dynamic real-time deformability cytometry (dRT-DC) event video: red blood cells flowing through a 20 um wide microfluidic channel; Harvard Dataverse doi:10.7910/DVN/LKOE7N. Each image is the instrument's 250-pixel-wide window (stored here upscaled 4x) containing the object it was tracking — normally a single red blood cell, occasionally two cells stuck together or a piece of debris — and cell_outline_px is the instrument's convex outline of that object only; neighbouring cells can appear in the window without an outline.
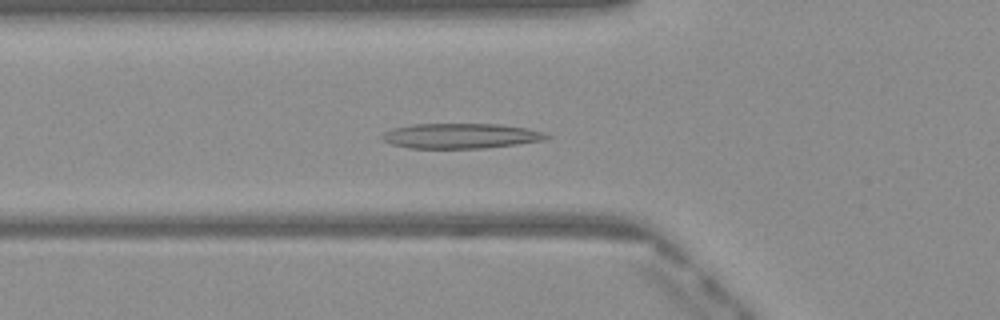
{"species": "Egyptian fruit bat (a non-hibernating species)", "species_latin": "Rousettus aegyptiacus", "temperature_condition": "warm", "stored_images_in_passage": 37, "camera_frame_rate_fps": 3000, "um_per_image_px": 0.085, "frame": {"image": 1, "passage_image": 5, "time_ms": 1.333, "image_size_px": [1000, 320], "cell_outline_px": [[552, 136], [544, 140], [516, 144], [484, 148], [408, 148], [392, 144], [384, 140], [380, 136], [384, 132], [392, 128], [412, 124], [500, 124], [548, 132]], "centroid_in_image_um": [39.18, 11.55], "position_along_channel_um": 86.6, "area_um2": 24.1}}
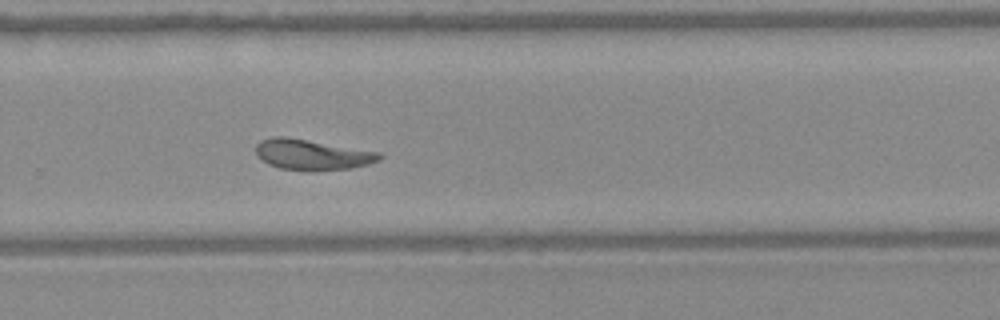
{"frame": {"image": 2, "passage_image": 21, "time_ms": 6.667, "image_size_px": [1000, 320], "cell_outline_px": [[384, 156], [380, 160], [368, 164], [352, 168], [312, 172], [280, 168], [268, 164], [256, 156], [256, 144], [260, 140], [272, 136], [284, 136], [380, 152]], "centroid_in_image_um": [26.52, 13.16], "position_along_channel_um": 303.3, "area_um2": 22.31}}
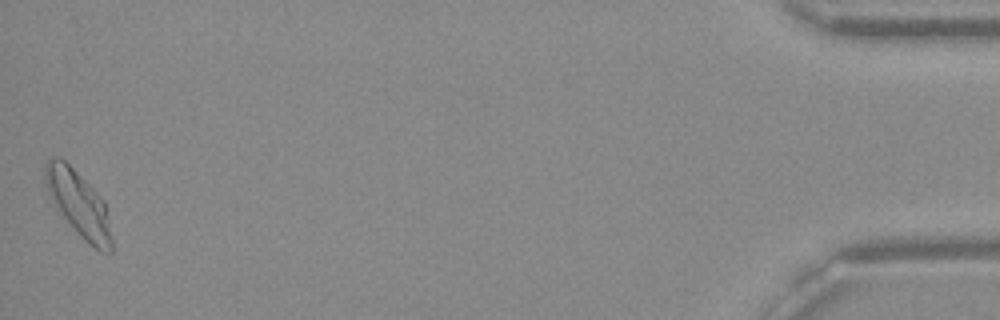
{"frame": {"image": 3, "passage_image": 37, "time_ms": 12.0, "image_size_px": [1000, 320], "cell_outline_px": [[112, 252], [100, 252], [88, 244], [80, 236], [64, 216], [56, 204], [44, 184], [44, 164], [48, 160], [56, 156], [64, 160], [104, 200], [112, 240]], "centroid_in_image_um": [6.69, 17.33], "position_along_channel_um": 428.5, "area_um2": 24.62}, "authors_computed_cell_mechanics": {"area_um2": 21.8484, "velocity_mm_per_s": 4.0593, "shape_relaxation_time_tau1_ms": null, "shape_relaxation_time_tau2_ms": 2.1433, "deformation_change_tau1": null, "deformation_change_tau2": 0.0916}}